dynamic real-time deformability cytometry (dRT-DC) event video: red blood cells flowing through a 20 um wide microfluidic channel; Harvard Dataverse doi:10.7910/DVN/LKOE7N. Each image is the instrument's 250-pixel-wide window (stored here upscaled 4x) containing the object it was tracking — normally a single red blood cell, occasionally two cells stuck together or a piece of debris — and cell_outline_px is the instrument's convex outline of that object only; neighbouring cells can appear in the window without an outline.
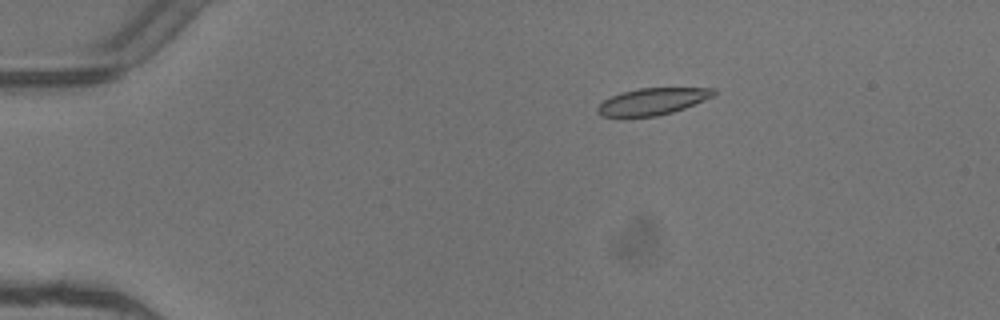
{"species": "common noctule bat (a hibernating species)", "species_latin": "Nyctalus noctula", "temperature_condition": "warm", "stored_images_in_passage": 4, "camera_frame_rate_fps": 3000, "um_per_image_px": 0.085, "animal": {"sex": "female"}, "frame": {"image": 1, "passage_image": 3, "time_ms": 0.667, "image_size_px": [1000, 320], "cell_outline_px": [[716, 92], [712, 96], [704, 100], [684, 108], [672, 112], [656, 116], [600, 116], [596, 112], [596, 108], [604, 100], [620, 92], [640, 88], [716, 88]], "centroid_in_image_um": [55.44, 8.61], "position_along_channel_um": 29.6, "area_um2": 17.92}}